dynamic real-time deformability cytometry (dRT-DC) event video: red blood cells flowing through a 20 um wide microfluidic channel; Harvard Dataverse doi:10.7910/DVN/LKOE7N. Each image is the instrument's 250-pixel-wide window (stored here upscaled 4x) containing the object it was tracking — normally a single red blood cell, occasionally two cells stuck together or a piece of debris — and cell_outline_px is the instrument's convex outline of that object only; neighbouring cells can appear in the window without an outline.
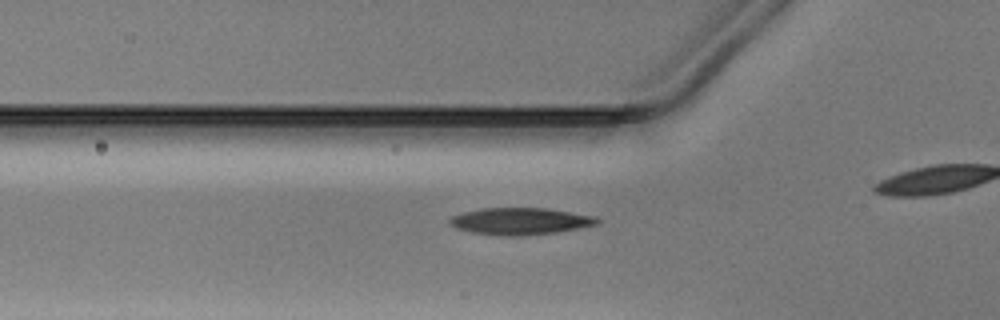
{"species": "Egyptian fruit bat (a non-hibernating species)", "species_latin": "Rousettus aegyptiacus", "temperature_condition": "warm", "stored_images_in_passage": 26, "camera_frame_rate_fps": 3000, "um_per_image_px": 0.085, "animal": {"sex": "male"}, "frame": {"image": 1, "passage_image": 2, "time_ms": 0.333, "image_size_px": [1000, 320], "cell_outline_px": [[600, 220], [596, 224], [556, 232], [512, 236], [500, 236], [472, 232], [456, 228], [448, 224], [448, 220], [452, 216], [464, 212], [480, 208], [544, 208], [592, 216]], "centroid_in_image_um": [44.12, 18.8], "position_along_channel_um": 81.7, "area_um2": 22.72}}
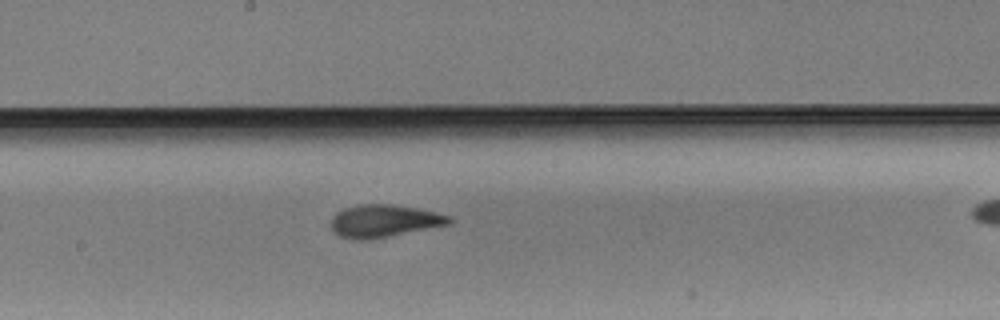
{"frame": {"image": 2, "passage_image": 12, "time_ms": 3.667, "image_size_px": [1000, 320], "cell_outline_px": [[456, 220], [448, 224], [368, 240], [352, 240], [340, 236], [332, 228], [332, 216], [336, 212], [344, 208], [356, 204], [392, 204], [416, 208], [436, 212], [452, 216]], "centroid_in_image_um": [32.64, 18.77], "position_along_channel_um": 215.6, "area_um2": 22.37}}
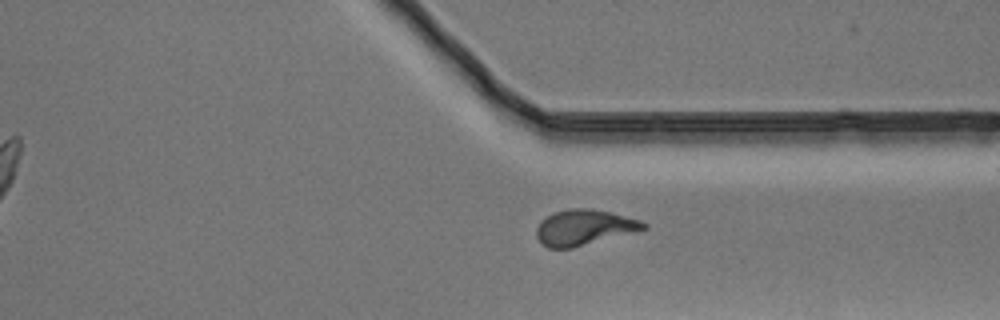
{"frame": {"image": 3, "passage_image": 23, "time_ms": 7.333, "image_size_px": [1000, 320], "cell_outline_px": [[648, 228], [572, 248], [548, 248], [536, 236], [536, 228], [540, 220], [556, 212], [568, 208], [592, 208], [612, 212], [640, 220], [648, 224]], "centroid_in_image_um": [49.65, 19.31], "position_along_channel_um": 361.7, "area_um2": 22.08}}